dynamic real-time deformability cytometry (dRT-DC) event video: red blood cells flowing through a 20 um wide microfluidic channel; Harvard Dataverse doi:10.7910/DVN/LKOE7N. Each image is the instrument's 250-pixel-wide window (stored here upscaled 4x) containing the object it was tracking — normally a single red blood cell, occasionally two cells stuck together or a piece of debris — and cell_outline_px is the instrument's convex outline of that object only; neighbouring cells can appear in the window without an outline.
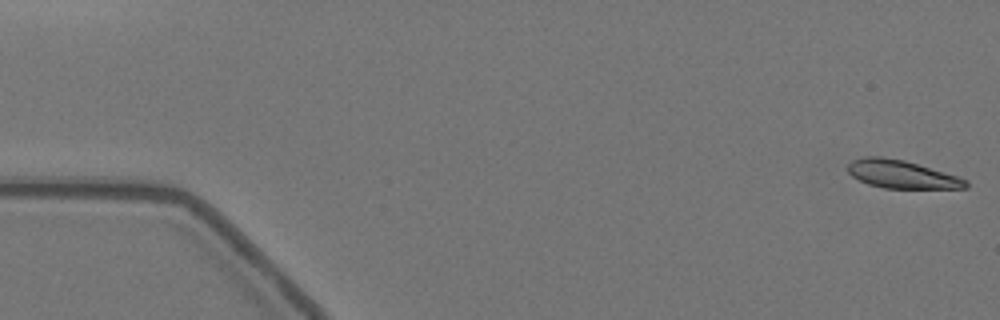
{"species": "Egyptian fruit bat (a non-hibernating species)", "species_latin": "Rousettus aegyptiacus", "temperature_condition": "warm", "stored_images_in_passage": 57, "camera_frame_rate_fps": 3000, "um_per_image_px": 0.085, "animal": {"sex": "female"}, "frame": {"image": 1, "passage_image": 1, "time_ms": 0.0, "image_size_px": [1000, 320], "cell_outline_px": [[968, 188], [884, 188], [868, 184], [852, 176], [848, 172], [848, 164], [852, 160], [864, 156], [880, 156], [904, 160], [960, 176], [968, 180]], "centroid_in_image_um": [76.66, 14.81], "position_along_channel_um": 8.3, "area_um2": 19.36}}
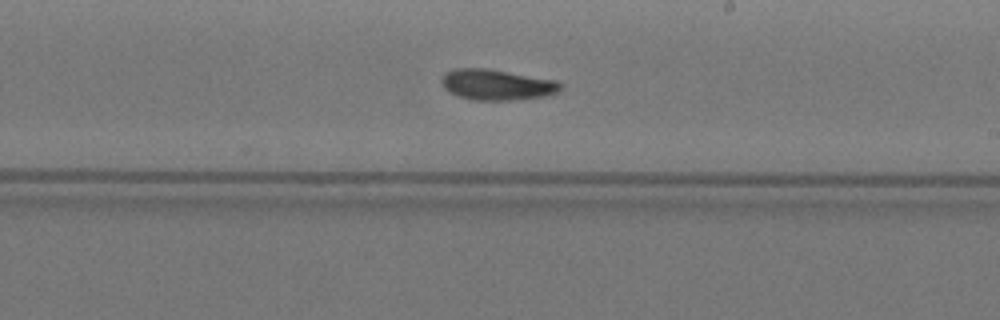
{"frame": {"image": 2, "passage_image": 33, "time_ms": 10.667, "image_size_px": [1000, 320], "cell_outline_px": [[560, 92], [544, 96], [508, 100], [472, 100], [456, 96], [448, 92], [444, 88], [440, 80], [448, 72], [456, 68], [484, 68], [556, 80], [560, 84]], "centroid_in_image_um": [42.19, 7.21], "position_along_channel_um": 246.8, "area_um2": 21.1}}
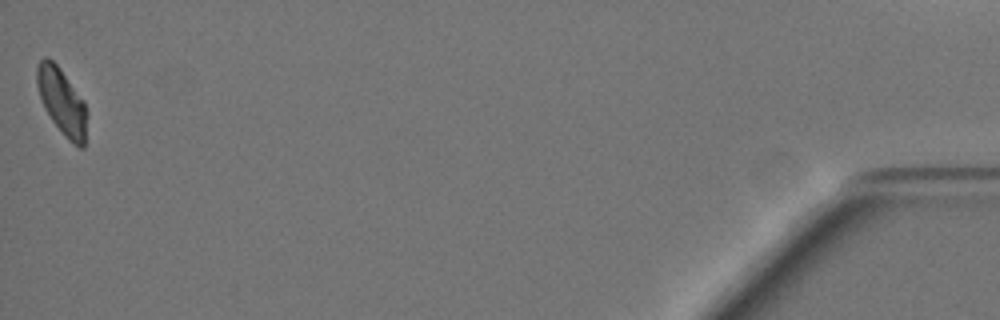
{"frame": {"image": 3, "passage_image": 57, "time_ms": 18.667, "image_size_px": [1000, 320], "cell_outline_px": [[84, 148], [80, 148], [72, 144], [68, 140], [52, 120], [44, 108], [36, 84], [36, 68], [40, 60], [44, 56], [48, 56], [60, 68], [84, 100]], "centroid_in_image_um": [5.21, 8.58], "position_along_channel_um": 430.0, "area_um2": 18.9}, "authors_computed_cell_mechanics": {"area_um2": 20.4612, "velocity_mm_per_s": 3.5163, "shape_relaxation_time_tau1_ms": null, "shape_relaxation_time_tau2_ms": 3.3266, "deformation_change_tau1": null, "deformation_change_tau2": 0.0872}}